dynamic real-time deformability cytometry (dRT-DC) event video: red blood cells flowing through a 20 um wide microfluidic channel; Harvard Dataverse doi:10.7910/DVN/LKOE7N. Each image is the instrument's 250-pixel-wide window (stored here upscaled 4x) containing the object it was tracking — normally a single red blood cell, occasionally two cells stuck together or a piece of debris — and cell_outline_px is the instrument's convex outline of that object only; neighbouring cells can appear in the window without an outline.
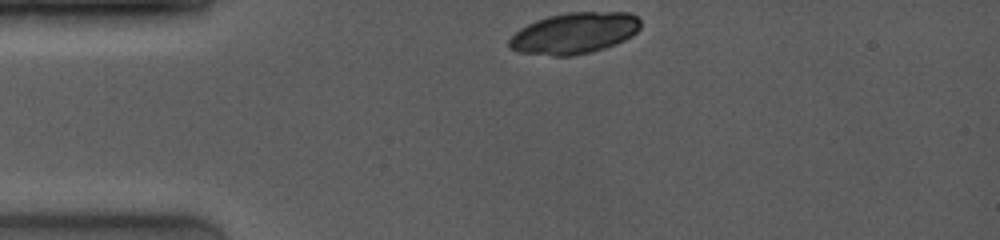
{"species": "common noctule bat (a hibernating species)", "species_latin": "Nyctalus noctula", "temperature_condition": "room temperature", "stored_images_in_passage": 6, "camera_frame_rate_fps": 4000, "um_per_image_px": 0.085, "animal": {"sex": "female", "body_mass_g": 19.0, "forearm_length_mm": 53.3}, "frame": {"image": 1, "passage_image": 1, "time_ms": 0.0, "image_size_px": [1000, 240], "cell_outline_px": [[640, 28], [632, 36], [616, 44], [604, 48], [572, 56], [552, 56], [516, 52], [508, 44], [508, 40], [520, 28], [536, 20], [548, 16], [568, 12], [628, 12], [636, 16], [640, 20]], "centroid_in_image_um": [48.81, 2.82], "position_along_channel_um": 36.2, "area_um2": 31.56}}